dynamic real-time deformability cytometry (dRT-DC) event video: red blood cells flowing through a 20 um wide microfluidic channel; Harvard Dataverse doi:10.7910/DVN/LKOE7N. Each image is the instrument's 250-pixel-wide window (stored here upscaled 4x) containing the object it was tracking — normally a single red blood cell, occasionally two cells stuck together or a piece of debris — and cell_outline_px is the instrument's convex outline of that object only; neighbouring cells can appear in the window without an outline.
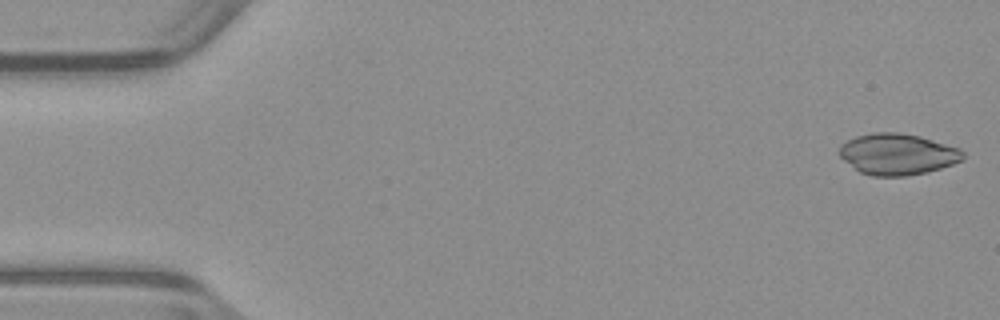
{"species": "common noctule bat (a hibernating species)", "species_latin": "Nyctalus noctula", "temperature_condition": "warm", "stored_images_in_passage": 13, "camera_frame_rate_fps": 3000, "um_per_image_px": 0.085, "animal": {"sex": "male", "body_mass_g": 23.1, "forearm_length_mm": 52.7}, "frame": {"image": 1, "passage_image": 1, "time_ms": 0.0, "image_size_px": [1000, 320], "cell_outline_px": [[964, 160], [928, 172], [908, 176], [872, 176], [860, 172], [844, 160], [840, 156], [840, 144], [856, 136], [876, 132], [900, 132], [920, 136], [960, 148], [964, 152]], "centroid_in_image_um": [76.31, 13.1], "position_along_channel_um": 8.7, "area_um2": 29.77}}